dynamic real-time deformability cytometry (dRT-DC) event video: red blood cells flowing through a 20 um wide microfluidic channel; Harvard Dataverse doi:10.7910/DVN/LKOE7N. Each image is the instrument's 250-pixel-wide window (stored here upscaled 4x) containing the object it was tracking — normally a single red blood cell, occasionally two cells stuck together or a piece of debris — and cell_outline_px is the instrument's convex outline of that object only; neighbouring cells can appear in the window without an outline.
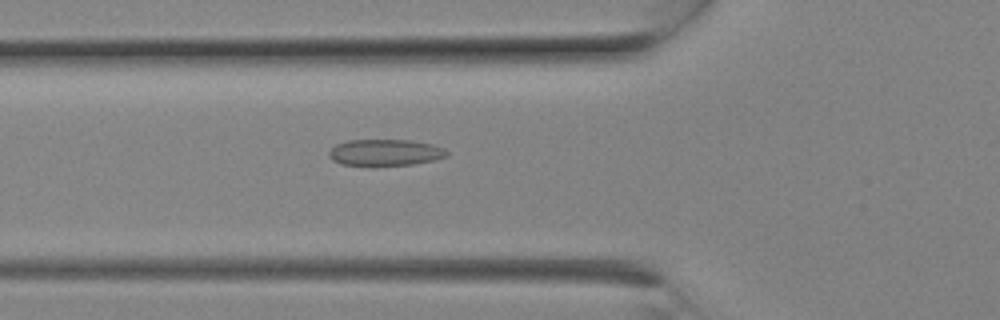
{"species": "Egyptian fruit bat (a non-hibernating species)", "species_latin": "Rousettus aegyptiacus", "temperature_condition": "room temperature", "stored_images_in_passage": 4, "camera_frame_rate_fps": 3000, "um_per_image_px": 0.085, "animal": {"sex": "female"}, "frame": {"image": 1, "passage_image": 4, "time_ms": 1.0, "image_size_px": [1000, 320], "cell_outline_px": [[448, 156], [432, 160], [412, 164], [340, 164], [332, 160], [328, 156], [328, 152], [336, 144], [348, 140], [412, 140], [432, 144], [444, 148], [448, 152]], "centroid_in_image_um": [32.74, 12.93], "position_along_channel_um": 93.1, "area_um2": 17.8}}